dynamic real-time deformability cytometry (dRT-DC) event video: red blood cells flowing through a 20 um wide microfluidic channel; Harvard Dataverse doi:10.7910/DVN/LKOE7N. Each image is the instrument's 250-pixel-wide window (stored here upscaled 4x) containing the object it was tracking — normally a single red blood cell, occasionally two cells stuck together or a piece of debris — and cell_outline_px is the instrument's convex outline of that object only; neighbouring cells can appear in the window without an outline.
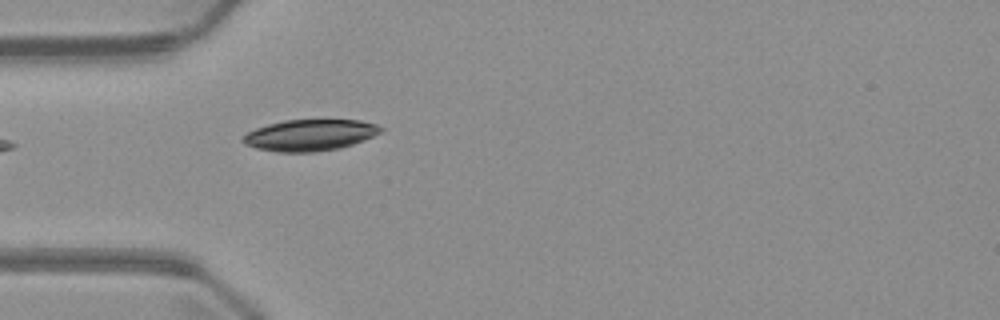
{"species": "common noctule bat (a hibernating species)", "species_latin": "Nyctalus noctula", "temperature_condition": "warm", "stored_images_in_passage": 3, "camera_frame_rate_fps": 3000, "um_per_image_px": 0.085, "animal": {"sex": "male", "body_mass_g": 23.1, "forearm_length_mm": 52.7}, "frame": {"image": 1, "passage_image": 3, "time_ms": 2.333, "image_size_px": [1000, 320], "cell_outline_px": [[384, 128], [380, 132], [364, 140], [340, 148], [316, 152], [276, 152], [256, 148], [244, 144], [240, 140], [248, 132], [256, 128], [268, 124], [284, 120], [360, 120], [376, 124]], "centroid_in_image_um": [26.32, 11.49], "position_along_channel_um": 58.7, "area_um2": 25.14}}